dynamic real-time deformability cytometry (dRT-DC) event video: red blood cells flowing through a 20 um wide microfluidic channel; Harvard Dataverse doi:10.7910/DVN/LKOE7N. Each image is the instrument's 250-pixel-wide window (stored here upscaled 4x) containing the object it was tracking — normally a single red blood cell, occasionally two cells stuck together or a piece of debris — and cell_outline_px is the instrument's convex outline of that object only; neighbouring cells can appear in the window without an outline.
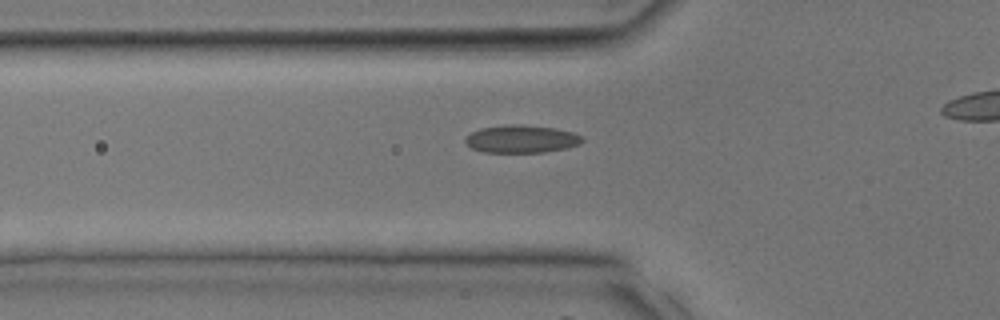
{"species": "common noctule bat (a hibernating species)", "species_latin": "Nyctalus noctula", "temperature_condition": "room temperature", "stored_images_in_passage": 28, "camera_frame_rate_fps": 3000, "um_per_image_px": 0.085, "animal": {"sex": "male", "body_mass_g": 17.9, "forearm_length_mm": 54.2}, "frame": {"image": 1, "passage_image": 9, "time_ms": 2.667, "image_size_px": [1000, 320], "cell_outline_px": [[584, 140], [580, 144], [568, 148], [544, 152], [484, 152], [472, 148], [464, 140], [472, 132], [480, 128], [508, 124], [520, 124], [552, 128], [572, 132], [580, 136]], "centroid_in_image_um": [44.33, 11.81], "position_along_channel_um": 81.5, "area_um2": 18.73}}
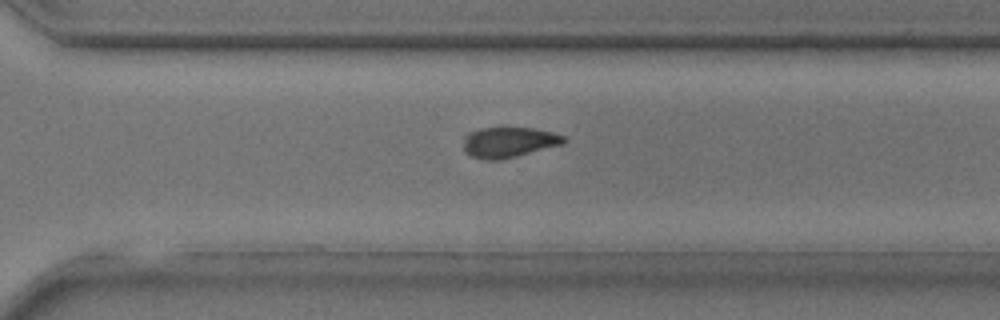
{"frame": {"image": 2, "passage_image": 22, "time_ms": 7.0, "image_size_px": [1000, 320], "cell_outline_px": [[568, 140], [564, 144], [500, 160], [484, 160], [472, 156], [464, 148], [464, 140], [472, 132], [480, 128], [500, 124], [504, 124], [536, 128], [552, 132], [564, 136]], "centroid_in_image_um": [43.3, 12.03], "position_along_channel_um": 327.3, "area_um2": 18.44}}
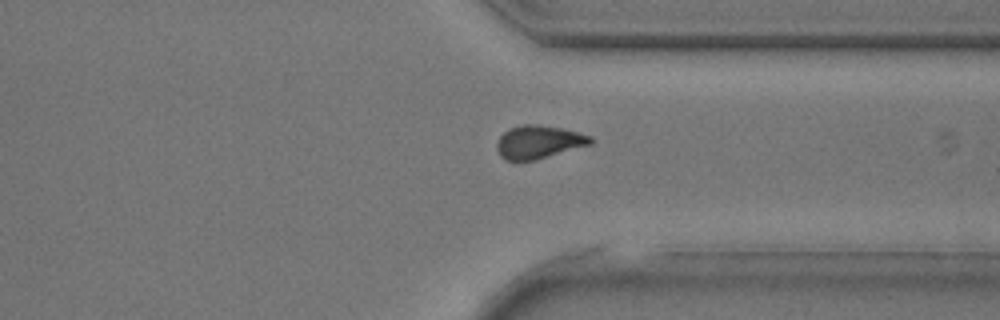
{"frame": {"image": 3, "passage_image": 24, "time_ms": 7.667, "image_size_px": [1000, 320], "cell_outline_px": [[592, 144], [536, 160], [504, 160], [500, 156], [496, 148], [496, 144], [500, 136], [508, 128], [524, 124], [540, 124], [560, 128], [592, 136]], "centroid_in_image_um": [45.77, 12.07], "position_along_channel_um": 365.6, "area_um2": 18.15}}